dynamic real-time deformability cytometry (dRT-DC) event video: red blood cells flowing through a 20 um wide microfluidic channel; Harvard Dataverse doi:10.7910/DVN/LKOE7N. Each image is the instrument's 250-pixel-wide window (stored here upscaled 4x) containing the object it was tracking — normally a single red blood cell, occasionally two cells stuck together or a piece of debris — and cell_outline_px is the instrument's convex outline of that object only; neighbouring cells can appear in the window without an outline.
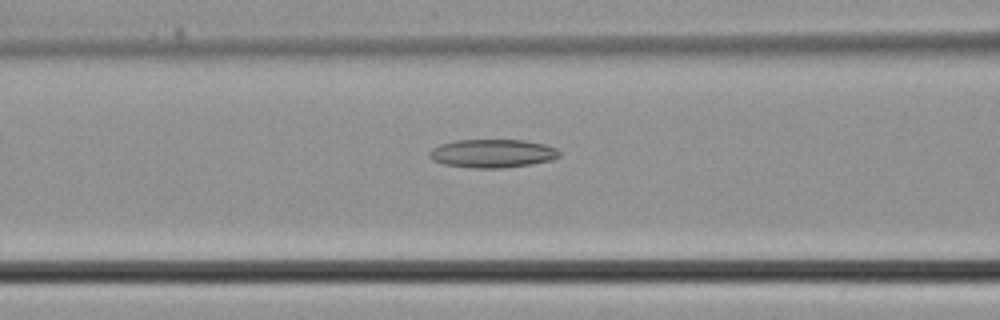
{"species": "common noctule bat (a hibernating species)", "species_latin": "Nyctalus noctula", "temperature_condition": "cold", "stored_images_in_passage": 37, "camera_frame_rate_fps": 3000, "um_per_image_px": 0.085, "animal": {"sex": "male", "body_mass_g": 21.5, "forearm_length_mm": 52.0}, "frame": {"image": 1, "passage_image": 15, "time_ms": 4.667, "image_size_px": [1000, 320], "cell_outline_px": [[560, 156], [552, 160], [528, 164], [500, 168], [476, 168], [444, 164], [436, 160], [428, 152], [432, 148], [440, 144], [456, 140], [520, 140], [544, 144], [556, 148], [560, 152]], "centroid_in_image_um": [41.88, 13.03], "position_along_channel_um": 124.7, "area_um2": 21.15}}
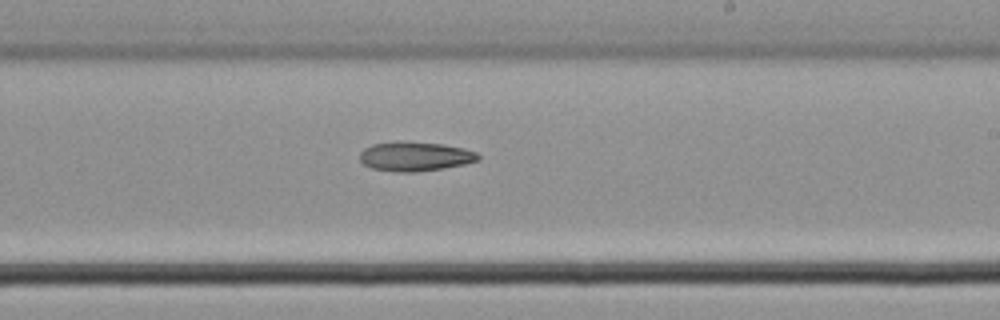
{"frame": {"image": 2, "passage_image": 22, "time_ms": 7.0, "image_size_px": [1000, 320], "cell_outline_px": [[480, 156], [476, 160], [464, 164], [440, 168], [412, 172], [400, 172], [372, 168], [364, 164], [360, 160], [360, 152], [364, 148], [372, 144], [440, 144], [460, 148], [476, 152]], "centroid_in_image_um": [35.25, 13.33], "position_along_channel_um": 253.7, "area_um2": 18.96}}
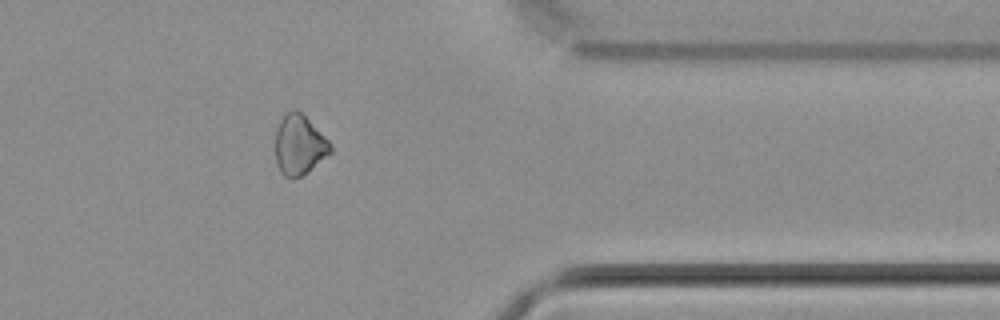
{"frame": {"image": 3, "passage_image": 30, "time_ms": 9.667, "image_size_px": [1000, 320], "cell_outline_px": [[332, 152], [300, 176], [284, 176], [280, 172], [276, 160], [276, 132], [280, 120], [288, 112], [300, 112], [328, 140], [332, 148]], "centroid_in_image_um": [25.43, 12.33], "position_along_channel_um": 386.0, "area_um2": 18.38}}